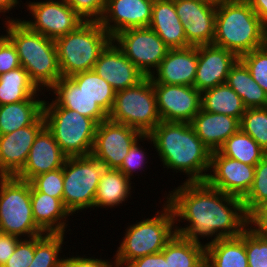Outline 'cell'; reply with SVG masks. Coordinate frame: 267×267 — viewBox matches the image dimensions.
<instances>
[{
	"label": "cell",
	"mask_w": 267,
	"mask_h": 267,
	"mask_svg": "<svg viewBox=\"0 0 267 267\" xmlns=\"http://www.w3.org/2000/svg\"><path fill=\"white\" fill-rule=\"evenodd\" d=\"M165 199L173 211L175 223L181 220L189 223L186 227L175 226L176 234L189 240L201 243L200 236L211 237L210 242L237 237L248 227L242 199L206 181H185Z\"/></svg>",
	"instance_id": "6da1fadb"
},
{
	"label": "cell",
	"mask_w": 267,
	"mask_h": 267,
	"mask_svg": "<svg viewBox=\"0 0 267 267\" xmlns=\"http://www.w3.org/2000/svg\"><path fill=\"white\" fill-rule=\"evenodd\" d=\"M145 139L153 142L167 169L185 172L189 182L206 180L209 173L205 171L210 170L212 151L196 135L190 123L161 121Z\"/></svg>",
	"instance_id": "7a4b0ae2"
},
{
	"label": "cell",
	"mask_w": 267,
	"mask_h": 267,
	"mask_svg": "<svg viewBox=\"0 0 267 267\" xmlns=\"http://www.w3.org/2000/svg\"><path fill=\"white\" fill-rule=\"evenodd\" d=\"M267 44V26L246 0H228L217 6L213 45L238 57Z\"/></svg>",
	"instance_id": "3957f363"
},
{
	"label": "cell",
	"mask_w": 267,
	"mask_h": 267,
	"mask_svg": "<svg viewBox=\"0 0 267 267\" xmlns=\"http://www.w3.org/2000/svg\"><path fill=\"white\" fill-rule=\"evenodd\" d=\"M6 20L7 37L16 48L20 65L38 89H50L62 77L54 39L30 30L20 19Z\"/></svg>",
	"instance_id": "277c9868"
},
{
	"label": "cell",
	"mask_w": 267,
	"mask_h": 267,
	"mask_svg": "<svg viewBox=\"0 0 267 267\" xmlns=\"http://www.w3.org/2000/svg\"><path fill=\"white\" fill-rule=\"evenodd\" d=\"M54 41L62 77H71L93 70L112 37L98 21H85L76 30Z\"/></svg>",
	"instance_id": "5b68a950"
},
{
	"label": "cell",
	"mask_w": 267,
	"mask_h": 267,
	"mask_svg": "<svg viewBox=\"0 0 267 267\" xmlns=\"http://www.w3.org/2000/svg\"><path fill=\"white\" fill-rule=\"evenodd\" d=\"M163 210L153 218H147L127 227L123 241L114 259L124 267L129 262L146 255L160 253L176 234L171 207L164 203Z\"/></svg>",
	"instance_id": "8992f818"
},
{
	"label": "cell",
	"mask_w": 267,
	"mask_h": 267,
	"mask_svg": "<svg viewBox=\"0 0 267 267\" xmlns=\"http://www.w3.org/2000/svg\"><path fill=\"white\" fill-rule=\"evenodd\" d=\"M45 127L67 157L91 155L97 123L77 111L59 106L54 99L44 100Z\"/></svg>",
	"instance_id": "52a82bcc"
},
{
	"label": "cell",
	"mask_w": 267,
	"mask_h": 267,
	"mask_svg": "<svg viewBox=\"0 0 267 267\" xmlns=\"http://www.w3.org/2000/svg\"><path fill=\"white\" fill-rule=\"evenodd\" d=\"M0 232L19 238L45 234L33 218L30 182L0 176Z\"/></svg>",
	"instance_id": "ba28073f"
},
{
	"label": "cell",
	"mask_w": 267,
	"mask_h": 267,
	"mask_svg": "<svg viewBox=\"0 0 267 267\" xmlns=\"http://www.w3.org/2000/svg\"><path fill=\"white\" fill-rule=\"evenodd\" d=\"M108 119L148 135L162 121L152 79L145 77L137 85L115 92L114 105Z\"/></svg>",
	"instance_id": "9c48e42d"
},
{
	"label": "cell",
	"mask_w": 267,
	"mask_h": 267,
	"mask_svg": "<svg viewBox=\"0 0 267 267\" xmlns=\"http://www.w3.org/2000/svg\"><path fill=\"white\" fill-rule=\"evenodd\" d=\"M63 168L62 202L71 215L93 207L106 166L92 155L67 157Z\"/></svg>",
	"instance_id": "30bf717a"
},
{
	"label": "cell",
	"mask_w": 267,
	"mask_h": 267,
	"mask_svg": "<svg viewBox=\"0 0 267 267\" xmlns=\"http://www.w3.org/2000/svg\"><path fill=\"white\" fill-rule=\"evenodd\" d=\"M112 40L146 77L159 67L170 49L150 27L123 30Z\"/></svg>",
	"instance_id": "8fae6325"
},
{
	"label": "cell",
	"mask_w": 267,
	"mask_h": 267,
	"mask_svg": "<svg viewBox=\"0 0 267 267\" xmlns=\"http://www.w3.org/2000/svg\"><path fill=\"white\" fill-rule=\"evenodd\" d=\"M140 131L107 119L97 125L91 155L107 169H118L137 140H144Z\"/></svg>",
	"instance_id": "7c38bea8"
},
{
	"label": "cell",
	"mask_w": 267,
	"mask_h": 267,
	"mask_svg": "<svg viewBox=\"0 0 267 267\" xmlns=\"http://www.w3.org/2000/svg\"><path fill=\"white\" fill-rule=\"evenodd\" d=\"M32 20H21L30 30L56 39L76 30L85 20L65 0H46L27 3Z\"/></svg>",
	"instance_id": "4fadbf2b"
},
{
	"label": "cell",
	"mask_w": 267,
	"mask_h": 267,
	"mask_svg": "<svg viewBox=\"0 0 267 267\" xmlns=\"http://www.w3.org/2000/svg\"><path fill=\"white\" fill-rule=\"evenodd\" d=\"M152 83L162 121L190 123L201 110V92L194 86Z\"/></svg>",
	"instance_id": "5bb4252c"
},
{
	"label": "cell",
	"mask_w": 267,
	"mask_h": 267,
	"mask_svg": "<svg viewBox=\"0 0 267 267\" xmlns=\"http://www.w3.org/2000/svg\"><path fill=\"white\" fill-rule=\"evenodd\" d=\"M210 172L213 174H208L205 180L210 186L243 199L252 187L255 166L223 156L217 150L211 153Z\"/></svg>",
	"instance_id": "9a60e30c"
},
{
	"label": "cell",
	"mask_w": 267,
	"mask_h": 267,
	"mask_svg": "<svg viewBox=\"0 0 267 267\" xmlns=\"http://www.w3.org/2000/svg\"><path fill=\"white\" fill-rule=\"evenodd\" d=\"M190 46L213 44L217 6L200 0H174Z\"/></svg>",
	"instance_id": "2e32d148"
},
{
	"label": "cell",
	"mask_w": 267,
	"mask_h": 267,
	"mask_svg": "<svg viewBox=\"0 0 267 267\" xmlns=\"http://www.w3.org/2000/svg\"><path fill=\"white\" fill-rule=\"evenodd\" d=\"M154 0H106L101 26L113 38L129 28L149 27Z\"/></svg>",
	"instance_id": "e0dca14e"
},
{
	"label": "cell",
	"mask_w": 267,
	"mask_h": 267,
	"mask_svg": "<svg viewBox=\"0 0 267 267\" xmlns=\"http://www.w3.org/2000/svg\"><path fill=\"white\" fill-rule=\"evenodd\" d=\"M44 127L42 114L32 125L0 135V176H15L23 168L36 136Z\"/></svg>",
	"instance_id": "ac0fdd59"
},
{
	"label": "cell",
	"mask_w": 267,
	"mask_h": 267,
	"mask_svg": "<svg viewBox=\"0 0 267 267\" xmlns=\"http://www.w3.org/2000/svg\"><path fill=\"white\" fill-rule=\"evenodd\" d=\"M93 70L107 81L115 92L133 87L146 77L113 40L101 52Z\"/></svg>",
	"instance_id": "d6986e66"
},
{
	"label": "cell",
	"mask_w": 267,
	"mask_h": 267,
	"mask_svg": "<svg viewBox=\"0 0 267 267\" xmlns=\"http://www.w3.org/2000/svg\"><path fill=\"white\" fill-rule=\"evenodd\" d=\"M238 59L235 53L213 44L198 46L194 87L202 93L226 83L227 76Z\"/></svg>",
	"instance_id": "ffe728a7"
},
{
	"label": "cell",
	"mask_w": 267,
	"mask_h": 267,
	"mask_svg": "<svg viewBox=\"0 0 267 267\" xmlns=\"http://www.w3.org/2000/svg\"><path fill=\"white\" fill-rule=\"evenodd\" d=\"M67 156L44 127L36 136L23 168L15 177L30 182L34 177L64 166Z\"/></svg>",
	"instance_id": "44dd1931"
},
{
	"label": "cell",
	"mask_w": 267,
	"mask_h": 267,
	"mask_svg": "<svg viewBox=\"0 0 267 267\" xmlns=\"http://www.w3.org/2000/svg\"><path fill=\"white\" fill-rule=\"evenodd\" d=\"M197 64L198 46L169 49L150 78L159 84L194 86Z\"/></svg>",
	"instance_id": "7402d4cb"
},
{
	"label": "cell",
	"mask_w": 267,
	"mask_h": 267,
	"mask_svg": "<svg viewBox=\"0 0 267 267\" xmlns=\"http://www.w3.org/2000/svg\"><path fill=\"white\" fill-rule=\"evenodd\" d=\"M196 135L213 152L240 129L237 118L200 110L190 122Z\"/></svg>",
	"instance_id": "603a6c76"
},
{
	"label": "cell",
	"mask_w": 267,
	"mask_h": 267,
	"mask_svg": "<svg viewBox=\"0 0 267 267\" xmlns=\"http://www.w3.org/2000/svg\"><path fill=\"white\" fill-rule=\"evenodd\" d=\"M149 27L170 49L190 47L174 0H154Z\"/></svg>",
	"instance_id": "cb8c5ba5"
},
{
	"label": "cell",
	"mask_w": 267,
	"mask_h": 267,
	"mask_svg": "<svg viewBox=\"0 0 267 267\" xmlns=\"http://www.w3.org/2000/svg\"><path fill=\"white\" fill-rule=\"evenodd\" d=\"M59 106L77 111L93 119L97 124L108 119V114L100 105L80 89L69 77H61L50 89Z\"/></svg>",
	"instance_id": "d4e9b609"
},
{
	"label": "cell",
	"mask_w": 267,
	"mask_h": 267,
	"mask_svg": "<svg viewBox=\"0 0 267 267\" xmlns=\"http://www.w3.org/2000/svg\"><path fill=\"white\" fill-rule=\"evenodd\" d=\"M31 204L34 221L44 233L65 234L66 220L71 214L59 198L38 192L31 185Z\"/></svg>",
	"instance_id": "484cf974"
},
{
	"label": "cell",
	"mask_w": 267,
	"mask_h": 267,
	"mask_svg": "<svg viewBox=\"0 0 267 267\" xmlns=\"http://www.w3.org/2000/svg\"><path fill=\"white\" fill-rule=\"evenodd\" d=\"M205 267H248L244 232L205 244Z\"/></svg>",
	"instance_id": "4316f807"
},
{
	"label": "cell",
	"mask_w": 267,
	"mask_h": 267,
	"mask_svg": "<svg viewBox=\"0 0 267 267\" xmlns=\"http://www.w3.org/2000/svg\"><path fill=\"white\" fill-rule=\"evenodd\" d=\"M44 100L35 96L22 102L0 105V135L32 125L43 114Z\"/></svg>",
	"instance_id": "83f0119b"
},
{
	"label": "cell",
	"mask_w": 267,
	"mask_h": 267,
	"mask_svg": "<svg viewBox=\"0 0 267 267\" xmlns=\"http://www.w3.org/2000/svg\"><path fill=\"white\" fill-rule=\"evenodd\" d=\"M226 83L239 95L246 108L267 107V93L252 78L240 59L232 66Z\"/></svg>",
	"instance_id": "f1b7e54d"
},
{
	"label": "cell",
	"mask_w": 267,
	"mask_h": 267,
	"mask_svg": "<svg viewBox=\"0 0 267 267\" xmlns=\"http://www.w3.org/2000/svg\"><path fill=\"white\" fill-rule=\"evenodd\" d=\"M131 180L119 169H105L100 178L94 207H115L131 195ZM126 199V200H125Z\"/></svg>",
	"instance_id": "f546056e"
},
{
	"label": "cell",
	"mask_w": 267,
	"mask_h": 267,
	"mask_svg": "<svg viewBox=\"0 0 267 267\" xmlns=\"http://www.w3.org/2000/svg\"><path fill=\"white\" fill-rule=\"evenodd\" d=\"M201 109L241 121L247 108L239 95L227 83H222L201 93Z\"/></svg>",
	"instance_id": "4dcf8cb0"
},
{
	"label": "cell",
	"mask_w": 267,
	"mask_h": 267,
	"mask_svg": "<svg viewBox=\"0 0 267 267\" xmlns=\"http://www.w3.org/2000/svg\"><path fill=\"white\" fill-rule=\"evenodd\" d=\"M168 267H205V245L175 234L161 251Z\"/></svg>",
	"instance_id": "1f68e13d"
},
{
	"label": "cell",
	"mask_w": 267,
	"mask_h": 267,
	"mask_svg": "<svg viewBox=\"0 0 267 267\" xmlns=\"http://www.w3.org/2000/svg\"><path fill=\"white\" fill-rule=\"evenodd\" d=\"M39 91L22 66L0 75V105L38 98Z\"/></svg>",
	"instance_id": "d6a6232c"
},
{
	"label": "cell",
	"mask_w": 267,
	"mask_h": 267,
	"mask_svg": "<svg viewBox=\"0 0 267 267\" xmlns=\"http://www.w3.org/2000/svg\"><path fill=\"white\" fill-rule=\"evenodd\" d=\"M218 151L223 156L236 159L250 166H256L267 155V152L241 129L230 136Z\"/></svg>",
	"instance_id": "836d02e7"
},
{
	"label": "cell",
	"mask_w": 267,
	"mask_h": 267,
	"mask_svg": "<svg viewBox=\"0 0 267 267\" xmlns=\"http://www.w3.org/2000/svg\"><path fill=\"white\" fill-rule=\"evenodd\" d=\"M69 78L96 101L107 114L111 112L115 101V91L94 70L77 73Z\"/></svg>",
	"instance_id": "e575fe53"
},
{
	"label": "cell",
	"mask_w": 267,
	"mask_h": 267,
	"mask_svg": "<svg viewBox=\"0 0 267 267\" xmlns=\"http://www.w3.org/2000/svg\"><path fill=\"white\" fill-rule=\"evenodd\" d=\"M64 237V233H45L36 236L35 254L28 267H63L64 258L60 257L59 253L62 251Z\"/></svg>",
	"instance_id": "d590c367"
},
{
	"label": "cell",
	"mask_w": 267,
	"mask_h": 267,
	"mask_svg": "<svg viewBox=\"0 0 267 267\" xmlns=\"http://www.w3.org/2000/svg\"><path fill=\"white\" fill-rule=\"evenodd\" d=\"M240 129L267 152V107L247 108L240 121Z\"/></svg>",
	"instance_id": "8d00e7d4"
},
{
	"label": "cell",
	"mask_w": 267,
	"mask_h": 267,
	"mask_svg": "<svg viewBox=\"0 0 267 267\" xmlns=\"http://www.w3.org/2000/svg\"><path fill=\"white\" fill-rule=\"evenodd\" d=\"M267 201V155L255 166L252 187L242 199L248 215L256 206Z\"/></svg>",
	"instance_id": "74e56055"
},
{
	"label": "cell",
	"mask_w": 267,
	"mask_h": 267,
	"mask_svg": "<svg viewBox=\"0 0 267 267\" xmlns=\"http://www.w3.org/2000/svg\"><path fill=\"white\" fill-rule=\"evenodd\" d=\"M239 59L245 64L252 78L267 93V44L243 54Z\"/></svg>",
	"instance_id": "f35d334b"
},
{
	"label": "cell",
	"mask_w": 267,
	"mask_h": 267,
	"mask_svg": "<svg viewBox=\"0 0 267 267\" xmlns=\"http://www.w3.org/2000/svg\"><path fill=\"white\" fill-rule=\"evenodd\" d=\"M244 243L248 267H267V237L257 235L247 227Z\"/></svg>",
	"instance_id": "ab89813d"
},
{
	"label": "cell",
	"mask_w": 267,
	"mask_h": 267,
	"mask_svg": "<svg viewBox=\"0 0 267 267\" xmlns=\"http://www.w3.org/2000/svg\"><path fill=\"white\" fill-rule=\"evenodd\" d=\"M31 185L38 191L49 196L59 198L63 196V168L40 174L30 181Z\"/></svg>",
	"instance_id": "60d3db41"
},
{
	"label": "cell",
	"mask_w": 267,
	"mask_h": 267,
	"mask_svg": "<svg viewBox=\"0 0 267 267\" xmlns=\"http://www.w3.org/2000/svg\"><path fill=\"white\" fill-rule=\"evenodd\" d=\"M85 21H98L101 19L106 0H65Z\"/></svg>",
	"instance_id": "b9f144b4"
},
{
	"label": "cell",
	"mask_w": 267,
	"mask_h": 267,
	"mask_svg": "<svg viewBox=\"0 0 267 267\" xmlns=\"http://www.w3.org/2000/svg\"><path fill=\"white\" fill-rule=\"evenodd\" d=\"M35 254V237L24 238L17 243L13 254L3 267H28Z\"/></svg>",
	"instance_id": "7bdbcfd3"
},
{
	"label": "cell",
	"mask_w": 267,
	"mask_h": 267,
	"mask_svg": "<svg viewBox=\"0 0 267 267\" xmlns=\"http://www.w3.org/2000/svg\"><path fill=\"white\" fill-rule=\"evenodd\" d=\"M137 140L129 150V153L124 158L122 165L118 168L129 179L132 178L133 172L142 169L147 160L146 153L143 151V147L139 145ZM142 166V167H141ZM139 168V169H138Z\"/></svg>",
	"instance_id": "ee69618b"
},
{
	"label": "cell",
	"mask_w": 267,
	"mask_h": 267,
	"mask_svg": "<svg viewBox=\"0 0 267 267\" xmlns=\"http://www.w3.org/2000/svg\"><path fill=\"white\" fill-rule=\"evenodd\" d=\"M247 225L255 234L267 237V201L256 206L247 215Z\"/></svg>",
	"instance_id": "f6af8a7d"
},
{
	"label": "cell",
	"mask_w": 267,
	"mask_h": 267,
	"mask_svg": "<svg viewBox=\"0 0 267 267\" xmlns=\"http://www.w3.org/2000/svg\"><path fill=\"white\" fill-rule=\"evenodd\" d=\"M20 66L16 48L13 43L7 39L0 46V75Z\"/></svg>",
	"instance_id": "bcb514c9"
},
{
	"label": "cell",
	"mask_w": 267,
	"mask_h": 267,
	"mask_svg": "<svg viewBox=\"0 0 267 267\" xmlns=\"http://www.w3.org/2000/svg\"><path fill=\"white\" fill-rule=\"evenodd\" d=\"M115 265V266H114ZM121 267L116 259L112 262L104 259L84 258L80 256L64 258L63 267Z\"/></svg>",
	"instance_id": "7dc6e473"
},
{
	"label": "cell",
	"mask_w": 267,
	"mask_h": 267,
	"mask_svg": "<svg viewBox=\"0 0 267 267\" xmlns=\"http://www.w3.org/2000/svg\"><path fill=\"white\" fill-rule=\"evenodd\" d=\"M20 240L19 237L0 232V267L8 261Z\"/></svg>",
	"instance_id": "c3c4849f"
},
{
	"label": "cell",
	"mask_w": 267,
	"mask_h": 267,
	"mask_svg": "<svg viewBox=\"0 0 267 267\" xmlns=\"http://www.w3.org/2000/svg\"><path fill=\"white\" fill-rule=\"evenodd\" d=\"M125 267H168V260L162 252L146 255L129 262Z\"/></svg>",
	"instance_id": "681fc988"
},
{
	"label": "cell",
	"mask_w": 267,
	"mask_h": 267,
	"mask_svg": "<svg viewBox=\"0 0 267 267\" xmlns=\"http://www.w3.org/2000/svg\"><path fill=\"white\" fill-rule=\"evenodd\" d=\"M258 17L267 26V0H246Z\"/></svg>",
	"instance_id": "f907efd6"
},
{
	"label": "cell",
	"mask_w": 267,
	"mask_h": 267,
	"mask_svg": "<svg viewBox=\"0 0 267 267\" xmlns=\"http://www.w3.org/2000/svg\"><path fill=\"white\" fill-rule=\"evenodd\" d=\"M19 0H0V13H5L11 11L13 7H16Z\"/></svg>",
	"instance_id": "816d5d0a"
},
{
	"label": "cell",
	"mask_w": 267,
	"mask_h": 267,
	"mask_svg": "<svg viewBox=\"0 0 267 267\" xmlns=\"http://www.w3.org/2000/svg\"><path fill=\"white\" fill-rule=\"evenodd\" d=\"M200 1L206 2V3L214 5V6H218L221 3L228 1V0H200Z\"/></svg>",
	"instance_id": "f5cc1de1"
},
{
	"label": "cell",
	"mask_w": 267,
	"mask_h": 267,
	"mask_svg": "<svg viewBox=\"0 0 267 267\" xmlns=\"http://www.w3.org/2000/svg\"><path fill=\"white\" fill-rule=\"evenodd\" d=\"M8 39L7 34L0 36V46Z\"/></svg>",
	"instance_id": "db71d44e"
}]
</instances>
